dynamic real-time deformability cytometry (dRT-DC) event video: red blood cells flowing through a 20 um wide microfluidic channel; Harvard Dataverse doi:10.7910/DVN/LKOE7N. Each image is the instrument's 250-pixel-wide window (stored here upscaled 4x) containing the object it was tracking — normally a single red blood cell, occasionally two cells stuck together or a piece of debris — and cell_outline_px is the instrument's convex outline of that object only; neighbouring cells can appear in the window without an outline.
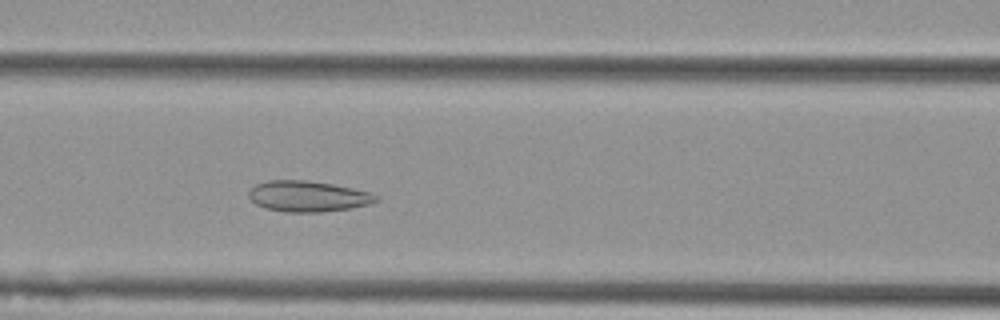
{"species": "Egyptian fruit bat (a non-hibernating species)", "species_latin": "Rousettus aegyptiacus", "temperature_condition": "cold", "stored_images_in_passage": 48, "camera_frame_rate_fps": 3000, "um_per_image_px": 0.085, "animal": {"sex": "female"}, "frame": {"image": 1, "passage_image": 17, "time_ms": 5.333, "image_size_px": [1000, 320], "cell_outline_px": [[380, 200], [368, 204], [352, 208], [320, 212], [284, 212], [264, 208], [256, 204], [248, 196], [248, 192], [256, 184], [268, 180], [308, 180], [332, 184], [372, 192], [380, 196]], "centroid_in_image_um": [26.2, 16.68], "position_along_channel_um": 140.4, "area_um2": 23.06}}
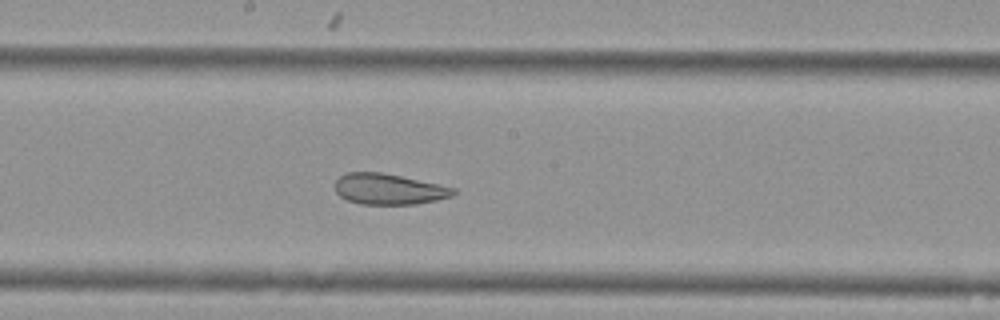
{"frame": {"image": 2, "passage_image": 23, "time_ms": 7.333, "image_size_px": [1000, 320], "cell_outline_px": [[456, 192], [452, 196], [436, 200], [416, 204], [360, 204], [348, 200], [340, 196], [336, 192], [336, 180], [340, 176], [348, 172], [380, 172], [400, 176], [456, 188]], "centroid_in_image_um": [33.04, 16.08], "position_along_channel_um": 215.2, "area_um2": 21.04}}
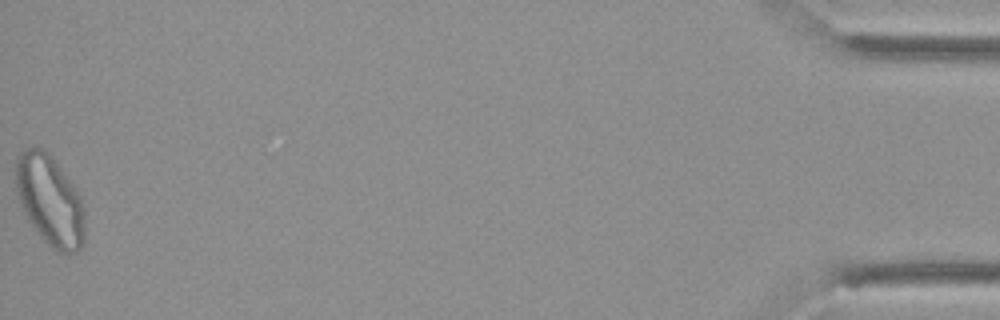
{"frame": {"image": 3, "passage_image": 48, "time_ms": 15.667, "image_size_px": [1000, 320], "cell_outline_px": [[84, 240], [80, 248], [76, 252], [56, 252], [40, 236], [28, 220], [20, 204], [16, 192], [16, 156], [20, 152], [28, 148], [44, 148], [48, 152], [72, 184], [80, 196], [84, 212]], "centroid_in_image_um": [4.22, 17.04], "position_along_channel_um": 431.0, "area_um2": 36.07}, "authors_computed_cell_mechanics": {"area_um2": 27.6284, "velocity_mm_per_s": 3.7641, "shape_relaxation_time_tau1_ms": null, "shape_relaxation_time_tau2_ms": 2.2198, "deformation_change_tau1": null, "deformation_change_tau2": 0.0928}}